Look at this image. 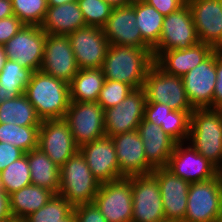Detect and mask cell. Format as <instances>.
I'll use <instances>...</instances> for the list:
<instances>
[{"mask_svg":"<svg viewBox=\"0 0 222 222\" xmlns=\"http://www.w3.org/2000/svg\"><path fill=\"white\" fill-rule=\"evenodd\" d=\"M153 64V48L110 44L102 70L105 79L139 89L143 87L147 71Z\"/></svg>","mask_w":222,"mask_h":222,"instance_id":"obj_1","label":"cell"},{"mask_svg":"<svg viewBox=\"0 0 222 222\" xmlns=\"http://www.w3.org/2000/svg\"><path fill=\"white\" fill-rule=\"evenodd\" d=\"M24 94L41 121L64 119L71 102L69 84L42 71L33 72Z\"/></svg>","mask_w":222,"mask_h":222,"instance_id":"obj_2","label":"cell"},{"mask_svg":"<svg viewBox=\"0 0 222 222\" xmlns=\"http://www.w3.org/2000/svg\"><path fill=\"white\" fill-rule=\"evenodd\" d=\"M186 142L220 170L222 168V110L194 109L190 115V129Z\"/></svg>","mask_w":222,"mask_h":222,"instance_id":"obj_3","label":"cell"},{"mask_svg":"<svg viewBox=\"0 0 222 222\" xmlns=\"http://www.w3.org/2000/svg\"><path fill=\"white\" fill-rule=\"evenodd\" d=\"M100 184L80 151H77L60 167L58 194L64 197L72 207L93 203Z\"/></svg>","mask_w":222,"mask_h":222,"instance_id":"obj_4","label":"cell"},{"mask_svg":"<svg viewBox=\"0 0 222 222\" xmlns=\"http://www.w3.org/2000/svg\"><path fill=\"white\" fill-rule=\"evenodd\" d=\"M142 88L146 103L168 105L172 110L187 111L190 115L194 110L186 96L182 78L166 74L155 63L147 71Z\"/></svg>","mask_w":222,"mask_h":222,"instance_id":"obj_5","label":"cell"},{"mask_svg":"<svg viewBox=\"0 0 222 222\" xmlns=\"http://www.w3.org/2000/svg\"><path fill=\"white\" fill-rule=\"evenodd\" d=\"M222 209V178L190 183L183 222H216Z\"/></svg>","mask_w":222,"mask_h":222,"instance_id":"obj_6","label":"cell"},{"mask_svg":"<svg viewBox=\"0 0 222 222\" xmlns=\"http://www.w3.org/2000/svg\"><path fill=\"white\" fill-rule=\"evenodd\" d=\"M198 42L193 15L185 3L177 11L164 16L159 43L153 48L154 60L163 51L188 49Z\"/></svg>","mask_w":222,"mask_h":222,"instance_id":"obj_7","label":"cell"},{"mask_svg":"<svg viewBox=\"0 0 222 222\" xmlns=\"http://www.w3.org/2000/svg\"><path fill=\"white\" fill-rule=\"evenodd\" d=\"M64 120L78 147L106 135L104 109L97 102L71 101Z\"/></svg>","mask_w":222,"mask_h":222,"instance_id":"obj_8","label":"cell"},{"mask_svg":"<svg viewBox=\"0 0 222 222\" xmlns=\"http://www.w3.org/2000/svg\"><path fill=\"white\" fill-rule=\"evenodd\" d=\"M94 203L107 222H132L131 177L100 184Z\"/></svg>","mask_w":222,"mask_h":222,"instance_id":"obj_9","label":"cell"},{"mask_svg":"<svg viewBox=\"0 0 222 222\" xmlns=\"http://www.w3.org/2000/svg\"><path fill=\"white\" fill-rule=\"evenodd\" d=\"M132 222H166L157 178L152 174L131 176Z\"/></svg>","mask_w":222,"mask_h":222,"instance_id":"obj_10","label":"cell"},{"mask_svg":"<svg viewBox=\"0 0 222 222\" xmlns=\"http://www.w3.org/2000/svg\"><path fill=\"white\" fill-rule=\"evenodd\" d=\"M46 35L40 26L24 25L4 44L7 58L17 61L21 66L33 72L40 71Z\"/></svg>","mask_w":222,"mask_h":222,"instance_id":"obj_11","label":"cell"},{"mask_svg":"<svg viewBox=\"0 0 222 222\" xmlns=\"http://www.w3.org/2000/svg\"><path fill=\"white\" fill-rule=\"evenodd\" d=\"M166 168L189 183L206 181L219 175V169L187 142L176 144Z\"/></svg>","mask_w":222,"mask_h":222,"instance_id":"obj_12","label":"cell"},{"mask_svg":"<svg viewBox=\"0 0 222 222\" xmlns=\"http://www.w3.org/2000/svg\"><path fill=\"white\" fill-rule=\"evenodd\" d=\"M79 69L102 68L110 46L103 28L85 26L68 35Z\"/></svg>","mask_w":222,"mask_h":222,"instance_id":"obj_13","label":"cell"},{"mask_svg":"<svg viewBox=\"0 0 222 222\" xmlns=\"http://www.w3.org/2000/svg\"><path fill=\"white\" fill-rule=\"evenodd\" d=\"M40 71L70 83L79 71L68 35L47 34Z\"/></svg>","mask_w":222,"mask_h":222,"instance_id":"obj_14","label":"cell"},{"mask_svg":"<svg viewBox=\"0 0 222 222\" xmlns=\"http://www.w3.org/2000/svg\"><path fill=\"white\" fill-rule=\"evenodd\" d=\"M146 95L143 88L132 90L115 107L104 110L105 131L107 136L137 130L144 118Z\"/></svg>","mask_w":222,"mask_h":222,"instance_id":"obj_15","label":"cell"},{"mask_svg":"<svg viewBox=\"0 0 222 222\" xmlns=\"http://www.w3.org/2000/svg\"><path fill=\"white\" fill-rule=\"evenodd\" d=\"M181 78L193 109H213V94L217 78L216 50Z\"/></svg>","mask_w":222,"mask_h":222,"instance_id":"obj_16","label":"cell"},{"mask_svg":"<svg viewBox=\"0 0 222 222\" xmlns=\"http://www.w3.org/2000/svg\"><path fill=\"white\" fill-rule=\"evenodd\" d=\"M38 147L59 167L79 151L64 119L42 121L39 127Z\"/></svg>","mask_w":222,"mask_h":222,"instance_id":"obj_17","label":"cell"},{"mask_svg":"<svg viewBox=\"0 0 222 222\" xmlns=\"http://www.w3.org/2000/svg\"><path fill=\"white\" fill-rule=\"evenodd\" d=\"M158 180L166 222H183L187 210L190 183L166 167L151 172Z\"/></svg>","mask_w":222,"mask_h":222,"instance_id":"obj_18","label":"cell"},{"mask_svg":"<svg viewBox=\"0 0 222 222\" xmlns=\"http://www.w3.org/2000/svg\"><path fill=\"white\" fill-rule=\"evenodd\" d=\"M199 42L222 50V0H186Z\"/></svg>","mask_w":222,"mask_h":222,"instance_id":"obj_19","label":"cell"},{"mask_svg":"<svg viewBox=\"0 0 222 222\" xmlns=\"http://www.w3.org/2000/svg\"><path fill=\"white\" fill-rule=\"evenodd\" d=\"M93 176L102 184L121 178L115 146L110 136H103L79 147Z\"/></svg>","mask_w":222,"mask_h":222,"instance_id":"obj_20","label":"cell"},{"mask_svg":"<svg viewBox=\"0 0 222 222\" xmlns=\"http://www.w3.org/2000/svg\"><path fill=\"white\" fill-rule=\"evenodd\" d=\"M119 164L120 176L150 174L154 168L146 161L142 138L137 130L111 137Z\"/></svg>","mask_w":222,"mask_h":222,"instance_id":"obj_21","label":"cell"},{"mask_svg":"<svg viewBox=\"0 0 222 222\" xmlns=\"http://www.w3.org/2000/svg\"><path fill=\"white\" fill-rule=\"evenodd\" d=\"M103 31L109 44L152 48L136 26L135 8L131 4L114 8Z\"/></svg>","mask_w":222,"mask_h":222,"instance_id":"obj_22","label":"cell"},{"mask_svg":"<svg viewBox=\"0 0 222 222\" xmlns=\"http://www.w3.org/2000/svg\"><path fill=\"white\" fill-rule=\"evenodd\" d=\"M214 51L212 46L198 42L188 49L163 51L154 63L166 74L182 77L206 60Z\"/></svg>","mask_w":222,"mask_h":222,"instance_id":"obj_23","label":"cell"},{"mask_svg":"<svg viewBox=\"0 0 222 222\" xmlns=\"http://www.w3.org/2000/svg\"><path fill=\"white\" fill-rule=\"evenodd\" d=\"M137 131L142 138L146 161L155 169L166 167L177 142L157 124L140 122Z\"/></svg>","mask_w":222,"mask_h":222,"instance_id":"obj_24","label":"cell"},{"mask_svg":"<svg viewBox=\"0 0 222 222\" xmlns=\"http://www.w3.org/2000/svg\"><path fill=\"white\" fill-rule=\"evenodd\" d=\"M144 119L160 126L177 143L188 139L190 114L187 111L172 110L168 105L159 103H146Z\"/></svg>","mask_w":222,"mask_h":222,"instance_id":"obj_25","label":"cell"},{"mask_svg":"<svg viewBox=\"0 0 222 222\" xmlns=\"http://www.w3.org/2000/svg\"><path fill=\"white\" fill-rule=\"evenodd\" d=\"M86 26L78 1L48 6L41 29L46 34L69 35Z\"/></svg>","mask_w":222,"mask_h":222,"instance_id":"obj_26","label":"cell"},{"mask_svg":"<svg viewBox=\"0 0 222 222\" xmlns=\"http://www.w3.org/2000/svg\"><path fill=\"white\" fill-rule=\"evenodd\" d=\"M54 193L46 188L34 184L27 185L9 195L10 212L12 218L22 222L31 213L43 207Z\"/></svg>","mask_w":222,"mask_h":222,"instance_id":"obj_27","label":"cell"},{"mask_svg":"<svg viewBox=\"0 0 222 222\" xmlns=\"http://www.w3.org/2000/svg\"><path fill=\"white\" fill-rule=\"evenodd\" d=\"M25 154L29 163L32 184L58 194L60 187V167L39 147Z\"/></svg>","mask_w":222,"mask_h":222,"instance_id":"obj_28","label":"cell"},{"mask_svg":"<svg viewBox=\"0 0 222 222\" xmlns=\"http://www.w3.org/2000/svg\"><path fill=\"white\" fill-rule=\"evenodd\" d=\"M104 81L102 68L79 69L69 83L70 101L97 102Z\"/></svg>","mask_w":222,"mask_h":222,"instance_id":"obj_29","label":"cell"},{"mask_svg":"<svg viewBox=\"0 0 222 222\" xmlns=\"http://www.w3.org/2000/svg\"><path fill=\"white\" fill-rule=\"evenodd\" d=\"M0 123H10L19 126H40L42 121L38 117L34 106L23 93L0 104Z\"/></svg>","mask_w":222,"mask_h":222,"instance_id":"obj_30","label":"cell"},{"mask_svg":"<svg viewBox=\"0 0 222 222\" xmlns=\"http://www.w3.org/2000/svg\"><path fill=\"white\" fill-rule=\"evenodd\" d=\"M131 5L135 8L136 26L142 38L154 48L159 43L164 16L143 0L133 1Z\"/></svg>","mask_w":222,"mask_h":222,"instance_id":"obj_31","label":"cell"},{"mask_svg":"<svg viewBox=\"0 0 222 222\" xmlns=\"http://www.w3.org/2000/svg\"><path fill=\"white\" fill-rule=\"evenodd\" d=\"M33 71L24 68L17 61L7 60L0 73V85L5 91L7 100L23 94Z\"/></svg>","mask_w":222,"mask_h":222,"instance_id":"obj_32","label":"cell"},{"mask_svg":"<svg viewBox=\"0 0 222 222\" xmlns=\"http://www.w3.org/2000/svg\"><path fill=\"white\" fill-rule=\"evenodd\" d=\"M39 127L0 123V142L12 144L27 153L38 148Z\"/></svg>","mask_w":222,"mask_h":222,"instance_id":"obj_33","label":"cell"},{"mask_svg":"<svg viewBox=\"0 0 222 222\" xmlns=\"http://www.w3.org/2000/svg\"><path fill=\"white\" fill-rule=\"evenodd\" d=\"M32 184L26 154L0 172V189L8 196Z\"/></svg>","mask_w":222,"mask_h":222,"instance_id":"obj_34","label":"cell"},{"mask_svg":"<svg viewBox=\"0 0 222 222\" xmlns=\"http://www.w3.org/2000/svg\"><path fill=\"white\" fill-rule=\"evenodd\" d=\"M73 211V207L59 194L53 197L39 210L31 213L22 222H61Z\"/></svg>","mask_w":222,"mask_h":222,"instance_id":"obj_35","label":"cell"},{"mask_svg":"<svg viewBox=\"0 0 222 222\" xmlns=\"http://www.w3.org/2000/svg\"><path fill=\"white\" fill-rule=\"evenodd\" d=\"M14 15L25 25L40 26L48 8L47 0H11Z\"/></svg>","mask_w":222,"mask_h":222,"instance_id":"obj_36","label":"cell"},{"mask_svg":"<svg viewBox=\"0 0 222 222\" xmlns=\"http://www.w3.org/2000/svg\"><path fill=\"white\" fill-rule=\"evenodd\" d=\"M77 1L85 19L86 26L103 28L114 9L105 0Z\"/></svg>","mask_w":222,"mask_h":222,"instance_id":"obj_37","label":"cell"},{"mask_svg":"<svg viewBox=\"0 0 222 222\" xmlns=\"http://www.w3.org/2000/svg\"><path fill=\"white\" fill-rule=\"evenodd\" d=\"M134 90L130 85L105 79L97 103L105 110L120 104Z\"/></svg>","mask_w":222,"mask_h":222,"instance_id":"obj_38","label":"cell"},{"mask_svg":"<svg viewBox=\"0 0 222 222\" xmlns=\"http://www.w3.org/2000/svg\"><path fill=\"white\" fill-rule=\"evenodd\" d=\"M73 211L76 222H107L94 202L73 207Z\"/></svg>","mask_w":222,"mask_h":222,"instance_id":"obj_39","label":"cell"},{"mask_svg":"<svg viewBox=\"0 0 222 222\" xmlns=\"http://www.w3.org/2000/svg\"><path fill=\"white\" fill-rule=\"evenodd\" d=\"M25 24L21 22L15 15L0 20V45H4L9 41L14 35Z\"/></svg>","mask_w":222,"mask_h":222,"instance_id":"obj_40","label":"cell"},{"mask_svg":"<svg viewBox=\"0 0 222 222\" xmlns=\"http://www.w3.org/2000/svg\"><path fill=\"white\" fill-rule=\"evenodd\" d=\"M25 153L9 143L0 142V172Z\"/></svg>","mask_w":222,"mask_h":222,"instance_id":"obj_41","label":"cell"},{"mask_svg":"<svg viewBox=\"0 0 222 222\" xmlns=\"http://www.w3.org/2000/svg\"><path fill=\"white\" fill-rule=\"evenodd\" d=\"M216 77L213 109L222 110V50H216Z\"/></svg>","mask_w":222,"mask_h":222,"instance_id":"obj_42","label":"cell"},{"mask_svg":"<svg viewBox=\"0 0 222 222\" xmlns=\"http://www.w3.org/2000/svg\"><path fill=\"white\" fill-rule=\"evenodd\" d=\"M153 6L160 14L167 16L180 9L186 0H143Z\"/></svg>","mask_w":222,"mask_h":222,"instance_id":"obj_43","label":"cell"},{"mask_svg":"<svg viewBox=\"0 0 222 222\" xmlns=\"http://www.w3.org/2000/svg\"><path fill=\"white\" fill-rule=\"evenodd\" d=\"M12 219L9 196L0 189V221Z\"/></svg>","mask_w":222,"mask_h":222,"instance_id":"obj_44","label":"cell"},{"mask_svg":"<svg viewBox=\"0 0 222 222\" xmlns=\"http://www.w3.org/2000/svg\"><path fill=\"white\" fill-rule=\"evenodd\" d=\"M14 15L11 0H0V20Z\"/></svg>","mask_w":222,"mask_h":222,"instance_id":"obj_45","label":"cell"},{"mask_svg":"<svg viewBox=\"0 0 222 222\" xmlns=\"http://www.w3.org/2000/svg\"><path fill=\"white\" fill-rule=\"evenodd\" d=\"M113 8L130 5L132 0H105Z\"/></svg>","mask_w":222,"mask_h":222,"instance_id":"obj_46","label":"cell"},{"mask_svg":"<svg viewBox=\"0 0 222 222\" xmlns=\"http://www.w3.org/2000/svg\"><path fill=\"white\" fill-rule=\"evenodd\" d=\"M8 60L7 54L5 52L4 45H0V73L2 72V69Z\"/></svg>","mask_w":222,"mask_h":222,"instance_id":"obj_47","label":"cell"},{"mask_svg":"<svg viewBox=\"0 0 222 222\" xmlns=\"http://www.w3.org/2000/svg\"><path fill=\"white\" fill-rule=\"evenodd\" d=\"M77 0H47L48 6H58L68 2H74Z\"/></svg>","mask_w":222,"mask_h":222,"instance_id":"obj_48","label":"cell"},{"mask_svg":"<svg viewBox=\"0 0 222 222\" xmlns=\"http://www.w3.org/2000/svg\"><path fill=\"white\" fill-rule=\"evenodd\" d=\"M61 222H76L74 211H72L66 218L62 219Z\"/></svg>","mask_w":222,"mask_h":222,"instance_id":"obj_49","label":"cell"},{"mask_svg":"<svg viewBox=\"0 0 222 222\" xmlns=\"http://www.w3.org/2000/svg\"><path fill=\"white\" fill-rule=\"evenodd\" d=\"M6 100H7V97L5 95V91L3 90V88L0 85V104H2Z\"/></svg>","mask_w":222,"mask_h":222,"instance_id":"obj_50","label":"cell"},{"mask_svg":"<svg viewBox=\"0 0 222 222\" xmlns=\"http://www.w3.org/2000/svg\"><path fill=\"white\" fill-rule=\"evenodd\" d=\"M216 222H222V209H221L219 215L217 216Z\"/></svg>","mask_w":222,"mask_h":222,"instance_id":"obj_51","label":"cell"},{"mask_svg":"<svg viewBox=\"0 0 222 222\" xmlns=\"http://www.w3.org/2000/svg\"><path fill=\"white\" fill-rule=\"evenodd\" d=\"M0 222H17V221L12 218V219H7V220H2Z\"/></svg>","mask_w":222,"mask_h":222,"instance_id":"obj_52","label":"cell"},{"mask_svg":"<svg viewBox=\"0 0 222 222\" xmlns=\"http://www.w3.org/2000/svg\"><path fill=\"white\" fill-rule=\"evenodd\" d=\"M219 174L221 175L222 178V168L219 170Z\"/></svg>","mask_w":222,"mask_h":222,"instance_id":"obj_53","label":"cell"}]
</instances>
